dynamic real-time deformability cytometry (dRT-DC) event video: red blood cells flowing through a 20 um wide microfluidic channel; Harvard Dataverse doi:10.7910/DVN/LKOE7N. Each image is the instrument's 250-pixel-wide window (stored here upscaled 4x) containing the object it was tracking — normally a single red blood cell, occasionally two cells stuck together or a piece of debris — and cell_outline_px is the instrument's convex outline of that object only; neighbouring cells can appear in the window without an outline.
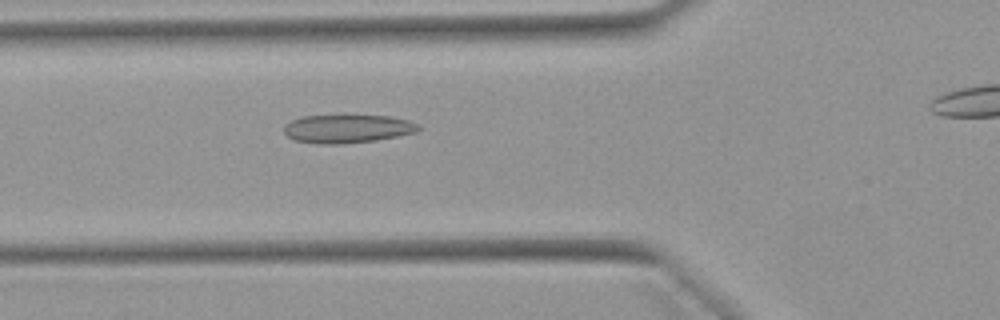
{"species": "Egyptian fruit bat (a non-hibernating species)", "species_latin": "Rousettus aegyptiacus", "temperature_condition": "warm", "stored_images_in_passage": 42, "camera_frame_rate_fps": 3000, "um_per_image_px": 0.085, "animal": {"sex": "female"}, "frame": {"image": 1, "passage_image": 15, "time_ms": 4.667, "image_size_px": [1000, 320], "cell_outline_px": [[420, 128], [416, 132], [400, 136], [376, 140], [340, 144], [324, 144], [296, 140], [288, 136], [284, 132], [284, 124], [292, 120], [304, 116], [344, 112], [388, 116], [408, 120], [420, 124]], "centroid_in_image_um": [29.55, 10.88], "position_along_channel_um": 96.2, "area_um2": 23.24}}
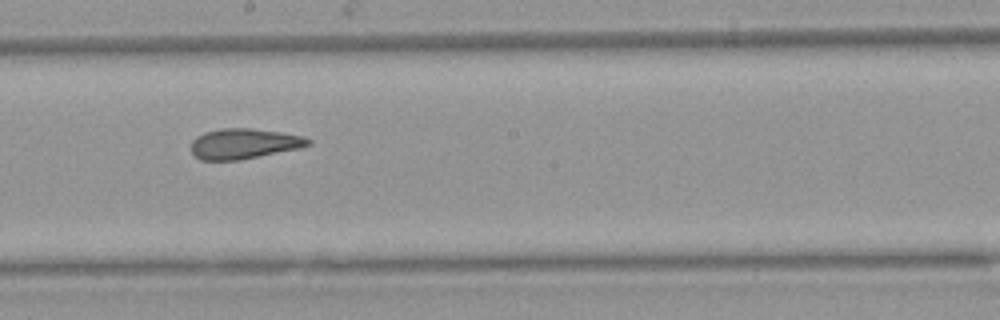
{"frame": {"image": 2, "passage_image": 25, "time_ms": 8.0, "image_size_px": [1000, 320], "cell_outline_px": [[312, 144], [300, 148], [240, 160], [200, 160], [192, 152], [192, 140], [196, 136], [204, 132], [220, 128], [252, 128], [280, 132], [304, 136], [312, 140]], "centroid_in_image_um": [20.75, 12.21], "position_along_channel_um": 227.4, "area_um2": 20.81}}
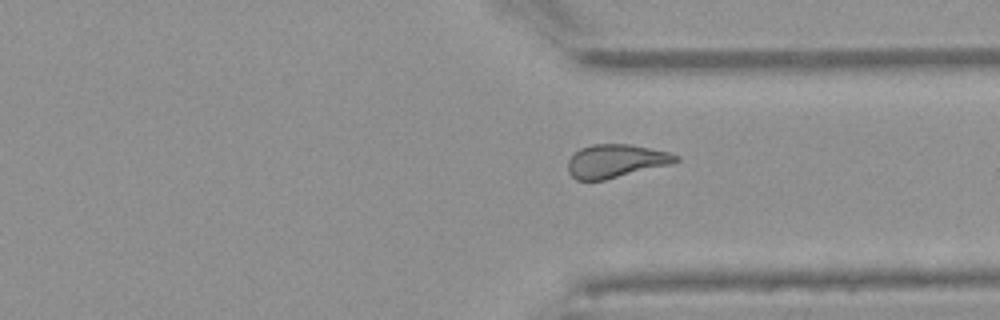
{"frame": {"image": 3, "passage_image": 35, "time_ms": 11.333, "image_size_px": [1000, 320], "cell_outline_px": [[680, 160], [672, 164], [604, 180], [576, 180], [568, 172], [568, 160], [580, 148], [592, 144], [632, 144], [668, 152], [680, 156]], "centroid_in_image_um": [52.36, 13.68], "position_along_channel_um": 359.0, "area_um2": 20.98}, "authors_computed_cell_mechanics": {"area_um2": 21.386, "velocity_mm_per_s": 3.9418, "shape_relaxation_time_tau1_ms": null, "shape_relaxation_time_tau2_ms": 1.6542, "deformation_change_tau1": null, "deformation_change_tau2": 0.0897}}